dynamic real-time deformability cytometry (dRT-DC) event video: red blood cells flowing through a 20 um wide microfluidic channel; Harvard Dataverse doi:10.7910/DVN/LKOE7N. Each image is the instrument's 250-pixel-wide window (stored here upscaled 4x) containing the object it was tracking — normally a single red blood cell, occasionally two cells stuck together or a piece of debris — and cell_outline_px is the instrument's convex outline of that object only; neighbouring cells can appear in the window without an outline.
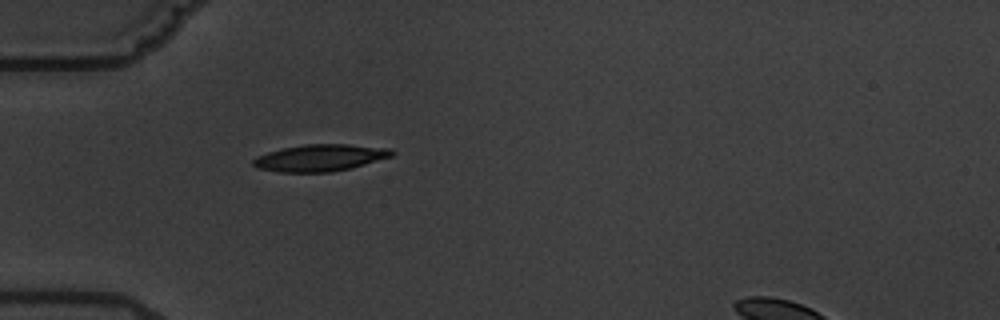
{"species": "common noctule bat (a hibernating species)", "species_latin": "Nyctalus noctula", "temperature_condition": "warm", "stored_images_in_passage": 1, "camera_frame_rate_fps": 3000, "um_per_image_px": 0.085, "animal": {"sex": "male", "body_mass_g": 19.5, "forearm_length_mm": 54.6}, "frame": {"image": 1, "passage_image": 1, "time_ms": 0.0, "image_size_px": [1000, 320], "cell_outline_px": [[396, 152], [392, 156], [352, 168], [332, 172], [276, 172], [256, 168], [252, 164], [252, 160], [256, 156], [268, 152], [284, 148], [304, 144], [348, 144], [392, 148]], "centroid_in_image_um": [27.22, 13.41], "position_along_channel_um": 57.8, "area_um2": 21.91}}